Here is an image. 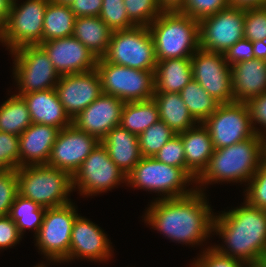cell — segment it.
Listing matches in <instances>:
<instances>
[{"label": "cell", "instance_id": "obj_29", "mask_svg": "<svg viewBox=\"0 0 266 267\" xmlns=\"http://www.w3.org/2000/svg\"><path fill=\"white\" fill-rule=\"evenodd\" d=\"M160 120L155 100L125 102L120 126L132 134L139 136L149 126Z\"/></svg>", "mask_w": 266, "mask_h": 267}, {"label": "cell", "instance_id": "obj_24", "mask_svg": "<svg viewBox=\"0 0 266 267\" xmlns=\"http://www.w3.org/2000/svg\"><path fill=\"white\" fill-rule=\"evenodd\" d=\"M197 125L178 134L184 145L187 173L195 181L208 166L214 152L208 129L203 123Z\"/></svg>", "mask_w": 266, "mask_h": 267}, {"label": "cell", "instance_id": "obj_25", "mask_svg": "<svg viewBox=\"0 0 266 267\" xmlns=\"http://www.w3.org/2000/svg\"><path fill=\"white\" fill-rule=\"evenodd\" d=\"M100 142L106 148L110 159L126 175L142 158L138 136L120 125L111 129Z\"/></svg>", "mask_w": 266, "mask_h": 267}, {"label": "cell", "instance_id": "obj_38", "mask_svg": "<svg viewBox=\"0 0 266 267\" xmlns=\"http://www.w3.org/2000/svg\"><path fill=\"white\" fill-rule=\"evenodd\" d=\"M247 186L245 201L254 207L266 209V157Z\"/></svg>", "mask_w": 266, "mask_h": 267}, {"label": "cell", "instance_id": "obj_17", "mask_svg": "<svg viewBox=\"0 0 266 267\" xmlns=\"http://www.w3.org/2000/svg\"><path fill=\"white\" fill-rule=\"evenodd\" d=\"M55 89L65 112L71 119L103 93L96 69L60 76Z\"/></svg>", "mask_w": 266, "mask_h": 267}, {"label": "cell", "instance_id": "obj_1", "mask_svg": "<svg viewBox=\"0 0 266 267\" xmlns=\"http://www.w3.org/2000/svg\"><path fill=\"white\" fill-rule=\"evenodd\" d=\"M201 188L180 198L158 197L145 212V222L178 243L203 244L213 232L214 214Z\"/></svg>", "mask_w": 266, "mask_h": 267}, {"label": "cell", "instance_id": "obj_23", "mask_svg": "<svg viewBox=\"0 0 266 267\" xmlns=\"http://www.w3.org/2000/svg\"><path fill=\"white\" fill-rule=\"evenodd\" d=\"M19 96L26 102L32 123L50 125L59 130L72 124V119L65 112L56 89Z\"/></svg>", "mask_w": 266, "mask_h": 267}, {"label": "cell", "instance_id": "obj_36", "mask_svg": "<svg viewBox=\"0 0 266 267\" xmlns=\"http://www.w3.org/2000/svg\"><path fill=\"white\" fill-rule=\"evenodd\" d=\"M124 5L136 26L148 27L162 13L157 0H124Z\"/></svg>", "mask_w": 266, "mask_h": 267}, {"label": "cell", "instance_id": "obj_55", "mask_svg": "<svg viewBox=\"0 0 266 267\" xmlns=\"http://www.w3.org/2000/svg\"><path fill=\"white\" fill-rule=\"evenodd\" d=\"M247 267H256V265H248Z\"/></svg>", "mask_w": 266, "mask_h": 267}, {"label": "cell", "instance_id": "obj_18", "mask_svg": "<svg viewBox=\"0 0 266 267\" xmlns=\"http://www.w3.org/2000/svg\"><path fill=\"white\" fill-rule=\"evenodd\" d=\"M39 46L60 76L96 69L98 58L74 36L48 40Z\"/></svg>", "mask_w": 266, "mask_h": 267}, {"label": "cell", "instance_id": "obj_46", "mask_svg": "<svg viewBox=\"0 0 266 267\" xmlns=\"http://www.w3.org/2000/svg\"><path fill=\"white\" fill-rule=\"evenodd\" d=\"M16 223L9 215L0 216V250L15 246L21 240Z\"/></svg>", "mask_w": 266, "mask_h": 267}, {"label": "cell", "instance_id": "obj_39", "mask_svg": "<svg viewBox=\"0 0 266 267\" xmlns=\"http://www.w3.org/2000/svg\"><path fill=\"white\" fill-rule=\"evenodd\" d=\"M153 157L159 162L173 167L183 168L187 172L184 145L178 134L163 145Z\"/></svg>", "mask_w": 266, "mask_h": 267}, {"label": "cell", "instance_id": "obj_48", "mask_svg": "<svg viewBox=\"0 0 266 267\" xmlns=\"http://www.w3.org/2000/svg\"><path fill=\"white\" fill-rule=\"evenodd\" d=\"M162 12L181 11L186 0H157Z\"/></svg>", "mask_w": 266, "mask_h": 267}, {"label": "cell", "instance_id": "obj_37", "mask_svg": "<svg viewBox=\"0 0 266 267\" xmlns=\"http://www.w3.org/2000/svg\"><path fill=\"white\" fill-rule=\"evenodd\" d=\"M99 17L113 32L136 26L128 18L124 0H103Z\"/></svg>", "mask_w": 266, "mask_h": 267}, {"label": "cell", "instance_id": "obj_2", "mask_svg": "<svg viewBox=\"0 0 266 267\" xmlns=\"http://www.w3.org/2000/svg\"><path fill=\"white\" fill-rule=\"evenodd\" d=\"M213 232L227 246H213L220 254L256 265L266 251V211L244 200L242 206L214 216Z\"/></svg>", "mask_w": 266, "mask_h": 267}, {"label": "cell", "instance_id": "obj_21", "mask_svg": "<svg viewBox=\"0 0 266 267\" xmlns=\"http://www.w3.org/2000/svg\"><path fill=\"white\" fill-rule=\"evenodd\" d=\"M234 102L247 103L266 92V51L249 61L231 66Z\"/></svg>", "mask_w": 266, "mask_h": 267}, {"label": "cell", "instance_id": "obj_22", "mask_svg": "<svg viewBox=\"0 0 266 267\" xmlns=\"http://www.w3.org/2000/svg\"><path fill=\"white\" fill-rule=\"evenodd\" d=\"M59 129L32 123L19 136V167L47 165Z\"/></svg>", "mask_w": 266, "mask_h": 267}, {"label": "cell", "instance_id": "obj_15", "mask_svg": "<svg viewBox=\"0 0 266 267\" xmlns=\"http://www.w3.org/2000/svg\"><path fill=\"white\" fill-rule=\"evenodd\" d=\"M192 75L201 87L222 103L234 102L231 67L222 53L199 48L191 57Z\"/></svg>", "mask_w": 266, "mask_h": 267}, {"label": "cell", "instance_id": "obj_50", "mask_svg": "<svg viewBox=\"0 0 266 267\" xmlns=\"http://www.w3.org/2000/svg\"><path fill=\"white\" fill-rule=\"evenodd\" d=\"M11 0H0V21L5 24L11 9Z\"/></svg>", "mask_w": 266, "mask_h": 267}, {"label": "cell", "instance_id": "obj_8", "mask_svg": "<svg viewBox=\"0 0 266 267\" xmlns=\"http://www.w3.org/2000/svg\"><path fill=\"white\" fill-rule=\"evenodd\" d=\"M105 61L133 69L155 71L154 40L146 26L114 31L108 50L102 57Z\"/></svg>", "mask_w": 266, "mask_h": 267}, {"label": "cell", "instance_id": "obj_49", "mask_svg": "<svg viewBox=\"0 0 266 267\" xmlns=\"http://www.w3.org/2000/svg\"><path fill=\"white\" fill-rule=\"evenodd\" d=\"M231 7L237 8H255L266 6V0H229Z\"/></svg>", "mask_w": 266, "mask_h": 267}, {"label": "cell", "instance_id": "obj_31", "mask_svg": "<svg viewBox=\"0 0 266 267\" xmlns=\"http://www.w3.org/2000/svg\"><path fill=\"white\" fill-rule=\"evenodd\" d=\"M32 124L25 100L12 95L0 106V132L20 136Z\"/></svg>", "mask_w": 266, "mask_h": 267}, {"label": "cell", "instance_id": "obj_20", "mask_svg": "<svg viewBox=\"0 0 266 267\" xmlns=\"http://www.w3.org/2000/svg\"><path fill=\"white\" fill-rule=\"evenodd\" d=\"M92 221L78 215L73 223L69 246V261L73 259H89L90 261H106L112 257L111 242Z\"/></svg>", "mask_w": 266, "mask_h": 267}, {"label": "cell", "instance_id": "obj_11", "mask_svg": "<svg viewBox=\"0 0 266 267\" xmlns=\"http://www.w3.org/2000/svg\"><path fill=\"white\" fill-rule=\"evenodd\" d=\"M78 216L75 205L46 208L42 225L35 236L38 249L49 261H69L73 223Z\"/></svg>", "mask_w": 266, "mask_h": 267}, {"label": "cell", "instance_id": "obj_10", "mask_svg": "<svg viewBox=\"0 0 266 267\" xmlns=\"http://www.w3.org/2000/svg\"><path fill=\"white\" fill-rule=\"evenodd\" d=\"M16 1L11 4L2 40L10 52L43 42L44 15L50 0H26L21 5Z\"/></svg>", "mask_w": 266, "mask_h": 267}, {"label": "cell", "instance_id": "obj_16", "mask_svg": "<svg viewBox=\"0 0 266 267\" xmlns=\"http://www.w3.org/2000/svg\"><path fill=\"white\" fill-rule=\"evenodd\" d=\"M100 141L73 124L60 129L47 165L67 171L72 176Z\"/></svg>", "mask_w": 266, "mask_h": 267}, {"label": "cell", "instance_id": "obj_13", "mask_svg": "<svg viewBox=\"0 0 266 267\" xmlns=\"http://www.w3.org/2000/svg\"><path fill=\"white\" fill-rule=\"evenodd\" d=\"M203 125L208 129L214 149L236 144L253 137L256 133L251 124L246 103H222Z\"/></svg>", "mask_w": 266, "mask_h": 267}, {"label": "cell", "instance_id": "obj_41", "mask_svg": "<svg viewBox=\"0 0 266 267\" xmlns=\"http://www.w3.org/2000/svg\"><path fill=\"white\" fill-rule=\"evenodd\" d=\"M18 194L16 170H0V216L9 215Z\"/></svg>", "mask_w": 266, "mask_h": 267}, {"label": "cell", "instance_id": "obj_43", "mask_svg": "<svg viewBox=\"0 0 266 267\" xmlns=\"http://www.w3.org/2000/svg\"><path fill=\"white\" fill-rule=\"evenodd\" d=\"M263 50L248 39H241L232 45L224 54L225 60L231 67L232 65L241 62L249 61L260 55Z\"/></svg>", "mask_w": 266, "mask_h": 267}, {"label": "cell", "instance_id": "obj_19", "mask_svg": "<svg viewBox=\"0 0 266 267\" xmlns=\"http://www.w3.org/2000/svg\"><path fill=\"white\" fill-rule=\"evenodd\" d=\"M124 104L121 99L102 93L72 119V124L101 141L111 129L120 125Z\"/></svg>", "mask_w": 266, "mask_h": 267}, {"label": "cell", "instance_id": "obj_7", "mask_svg": "<svg viewBox=\"0 0 266 267\" xmlns=\"http://www.w3.org/2000/svg\"><path fill=\"white\" fill-rule=\"evenodd\" d=\"M96 70L104 94L115 96L123 102L145 101L155 93V71L120 66L99 58Z\"/></svg>", "mask_w": 266, "mask_h": 267}, {"label": "cell", "instance_id": "obj_3", "mask_svg": "<svg viewBox=\"0 0 266 267\" xmlns=\"http://www.w3.org/2000/svg\"><path fill=\"white\" fill-rule=\"evenodd\" d=\"M266 157V139L255 134L227 147L214 149L208 166L196 179V185L218 182H249Z\"/></svg>", "mask_w": 266, "mask_h": 267}, {"label": "cell", "instance_id": "obj_28", "mask_svg": "<svg viewBox=\"0 0 266 267\" xmlns=\"http://www.w3.org/2000/svg\"><path fill=\"white\" fill-rule=\"evenodd\" d=\"M160 120L165 122L176 134L193 128L198 122L189 113L179 93H154Z\"/></svg>", "mask_w": 266, "mask_h": 267}, {"label": "cell", "instance_id": "obj_33", "mask_svg": "<svg viewBox=\"0 0 266 267\" xmlns=\"http://www.w3.org/2000/svg\"><path fill=\"white\" fill-rule=\"evenodd\" d=\"M46 208L41 207L31 199L17 194L11 206L9 216L16 223L21 236L27 228L34 229L35 236L38 234L42 225L43 216Z\"/></svg>", "mask_w": 266, "mask_h": 267}, {"label": "cell", "instance_id": "obj_12", "mask_svg": "<svg viewBox=\"0 0 266 267\" xmlns=\"http://www.w3.org/2000/svg\"><path fill=\"white\" fill-rule=\"evenodd\" d=\"M73 189H79L84 196H92L127 182V175L110 159L109 154L100 142L82 162L74 173ZM77 186V187H76Z\"/></svg>", "mask_w": 266, "mask_h": 267}, {"label": "cell", "instance_id": "obj_35", "mask_svg": "<svg viewBox=\"0 0 266 267\" xmlns=\"http://www.w3.org/2000/svg\"><path fill=\"white\" fill-rule=\"evenodd\" d=\"M244 38L266 50V6L245 9Z\"/></svg>", "mask_w": 266, "mask_h": 267}, {"label": "cell", "instance_id": "obj_30", "mask_svg": "<svg viewBox=\"0 0 266 267\" xmlns=\"http://www.w3.org/2000/svg\"><path fill=\"white\" fill-rule=\"evenodd\" d=\"M76 16L70 6L49 1L43 23V42L73 36Z\"/></svg>", "mask_w": 266, "mask_h": 267}, {"label": "cell", "instance_id": "obj_44", "mask_svg": "<svg viewBox=\"0 0 266 267\" xmlns=\"http://www.w3.org/2000/svg\"><path fill=\"white\" fill-rule=\"evenodd\" d=\"M193 261L192 267H247V264L220 254L213 246L208 247L202 255Z\"/></svg>", "mask_w": 266, "mask_h": 267}, {"label": "cell", "instance_id": "obj_40", "mask_svg": "<svg viewBox=\"0 0 266 267\" xmlns=\"http://www.w3.org/2000/svg\"><path fill=\"white\" fill-rule=\"evenodd\" d=\"M19 168V136L0 132V170Z\"/></svg>", "mask_w": 266, "mask_h": 267}, {"label": "cell", "instance_id": "obj_9", "mask_svg": "<svg viewBox=\"0 0 266 267\" xmlns=\"http://www.w3.org/2000/svg\"><path fill=\"white\" fill-rule=\"evenodd\" d=\"M10 53L14 57L13 74L19 89L17 95L55 89L60 75L39 45L22 46Z\"/></svg>", "mask_w": 266, "mask_h": 267}, {"label": "cell", "instance_id": "obj_53", "mask_svg": "<svg viewBox=\"0 0 266 267\" xmlns=\"http://www.w3.org/2000/svg\"><path fill=\"white\" fill-rule=\"evenodd\" d=\"M4 33V24L0 21V42L2 43Z\"/></svg>", "mask_w": 266, "mask_h": 267}, {"label": "cell", "instance_id": "obj_42", "mask_svg": "<svg viewBox=\"0 0 266 267\" xmlns=\"http://www.w3.org/2000/svg\"><path fill=\"white\" fill-rule=\"evenodd\" d=\"M228 6H230L229 0H186L180 12L200 21Z\"/></svg>", "mask_w": 266, "mask_h": 267}, {"label": "cell", "instance_id": "obj_54", "mask_svg": "<svg viewBox=\"0 0 266 267\" xmlns=\"http://www.w3.org/2000/svg\"><path fill=\"white\" fill-rule=\"evenodd\" d=\"M34 267H47V266H45V264L42 263V264L36 265Z\"/></svg>", "mask_w": 266, "mask_h": 267}, {"label": "cell", "instance_id": "obj_26", "mask_svg": "<svg viewBox=\"0 0 266 267\" xmlns=\"http://www.w3.org/2000/svg\"><path fill=\"white\" fill-rule=\"evenodd\" d=\"M192 79L191 58L157 61L155 93H179Z\"/></svg>", "mask_w": 266, "mask_h": 267}, {"label": "cell", "instance_id": "obj_4", "mask_svg": "<svg viewBox=\"0 0 266 267\" xmlns=\"http://www.w3.org/2000/svg\"><path fill=\"white\" fill-rule=\"evenodd\" d=\"M148 27L156 61L191 58L200 48L199 21L180 11L162 12Z\"/></svg>", "mask_w": 266, "mask_h": 267}, {"label": "cell", "instance_id": "obj_34", "mask_svg": "<svg viewBox=\"0 0 266 267\" xmlns=\"http://www.w3.org/2000/svg\"><path fill=\"white\" fill-rule=\"evenodd\" d=\"M176 133L163 121L149 126L138 136L142 157H153Z\"/></svg>", "mask_w": 266, "mask_h": 267}, {"label": "cell", "instance_id": "obj_6", "mask_svg": "<svg viewBox=\"0 0 266 267\" xmlns=\"http://www.w3.org/2000/svg\"><path fill=\"white\" fill-rule=\"evenodd\" d=\"M196 181L183 169L157 161L154 157H142L127 175V185L157 192L161 199L180 198L193 193L196 188L186 189Z\"/></svg>", "mask_w": 266, "mask_h": 267}, {"label": "cell", "instance_id": "obj_47", "mask_svg": "<svg viewBox=\"0 0 266 267\" xmlns=\"http://www.w3.org/2000/svg\"><path fill=\"white\" fill-rule=\"evenodd\" d=\"M103 0H74L70 5L71 11L77 17L99 16Z\"/></svg>", "mask_w": 266, "mask_h": 267}, {"label": "cell", "instance_id": "obj_27", "mask_svg": "<svg viewBox=\"0 0 266 267\" xmlns=\"http://www.w3.org/2000/svg\"><path fill=\"white\" fill-rule=\"evenodd\" d=\"M113 31L99 16L77 17L73 36L87 47L98 59L108 50Z\"/></svg>", "mask_w": 266, "mask_h": 267}, {"label": "cell", "instance_id": "obj_32", "mask_svg": "<svg viewBox=\"0 0 266 267\" xmlns=\"http://www.w3.org/2000/svg\"><path fill=\"white\" fill-rule=\"evenodd\" d=\"M179 94L189 113L198 123H203L221 104L210 96L195 79H192Z\"/></svg>", "mask_w": 266, "mask_h": 267}, {"label": "cell", "instance_id": "obj_5", "mask_svg": "<svg viewBox=\"0 0 266 267\" xmlns=\"http://www.w3.org/2000/svg\"><path fill=\"white\" fill-rule=\"evenodd\" d=\"M18 194L44 208L60 207L72 202L73 178L67 171L48 165L21 166L16 170Z\"/></svg>", "mask_w": 266, "mask_h": 267}, {"label": "cell", "instance_id": "obj_51", "mask_svg": "<svg viewBox=\"0 0 266 267\" xmlns=\"http://www.w3.org/2000/svg\"><path fill=\"white\" fill-rule=\"evenodd\" d=\"M256 267H266V251L259 257Z\"/></svg>", "mask_w": 266, "mask_h": 267}, {"label": "cell", "instance_id": "obj_45", "mask_svg": "<svg viewBox=\"0 0 266 267\" xmlns=\"http://www.w3.org/2000/svg\"><path fill=\"white\" fill-rule=\"evenodd\" d=\"M246 104L249 108L251 124L255 133L266 139V92L250 99ZM256 123L264 128L262 129L264 132L255 127Z\"/></svg>", "mask_w": 266, "mask_h": 267}, {"label": "cell", "instance_id": "obj_14", "mask_svg": "<svg viewBox=\"0 0 266 267\" xmlns=\"http://www.w3.org/2000/svg\"><path fill=\"white\" fill-rule=\"evenodd\" d=\"M244 8L228 6L199 21L200 48L225 54L244 38Z\"/></svg>", "mask_w": 266, "mask_h": 267}, {"label": "cell", "instance_id": "obj_52", "mask_svg": "<svg viewBox=\"0 0 266 267\" xmlns=\"http://www.w3.org/2000/svg\"><path fill=\"white\" fill-rule=\"evenodd\" d=\"M53 3L70 6L74 0H50Z\"/></svg>", "mask_w": 266, "mask_h": 267}]
</instances>
